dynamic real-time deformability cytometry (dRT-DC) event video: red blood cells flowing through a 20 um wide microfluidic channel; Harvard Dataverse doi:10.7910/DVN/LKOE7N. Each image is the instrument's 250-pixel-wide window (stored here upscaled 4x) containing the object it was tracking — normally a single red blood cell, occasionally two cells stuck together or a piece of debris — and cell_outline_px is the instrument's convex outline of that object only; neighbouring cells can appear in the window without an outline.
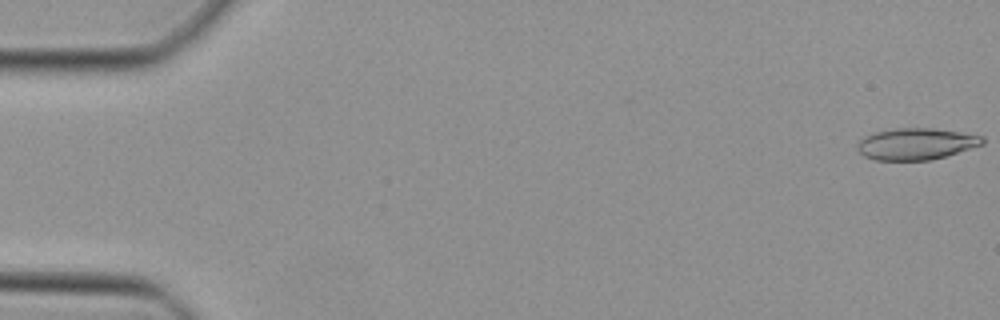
{"species": "Egyptian fruit bat (a non-hibernating species)", "species_latin": "Rousettus aegyptiacus", "temperature_condition": "cold", "stored_images_in_passage": 12, "camera_frame_rate_fps": 3000, "um_per_image_px": 0.085, "animal": {"sex": "female"}, "frame": {"image": 1, "passage_image": 1, "time_ms": 0.0, "image_size_px": [1000, 320], "cell_outline_px": [[984, 144], [944, 156], [928, 160], [876, 160], [864, 156], [856, 148], [860, 140], [876, 132], [896, 128], [932, 128], [960, 132], [984, 136]], "centroid_in_image_um": [77.88, 12.23], "position_along_channel_um": 7.1, "area_um2": 22.72}}
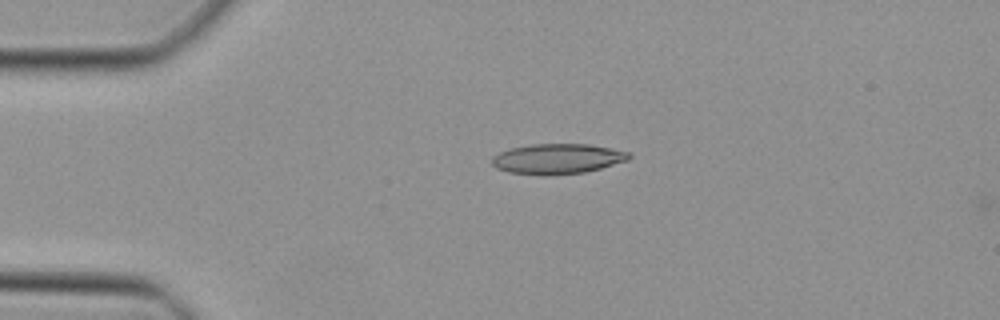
{"frame": {"image": 2, "passage_image": 11, "time_ms": 3.333, "image_size_px": [1000, 320], "cell_outline_px": [[632, 156], [628, 160], [600, 168], [584, 172], [508, 172], [496, 168], [492, 164], [492, 156], [500, 152], [512, 148], [532, 144], [588, 144], [628, 152]], "centroid_in_image_um": [47.4, 13.45], "position_along_channel_um": 37.6, "area_um2": 22.89}}